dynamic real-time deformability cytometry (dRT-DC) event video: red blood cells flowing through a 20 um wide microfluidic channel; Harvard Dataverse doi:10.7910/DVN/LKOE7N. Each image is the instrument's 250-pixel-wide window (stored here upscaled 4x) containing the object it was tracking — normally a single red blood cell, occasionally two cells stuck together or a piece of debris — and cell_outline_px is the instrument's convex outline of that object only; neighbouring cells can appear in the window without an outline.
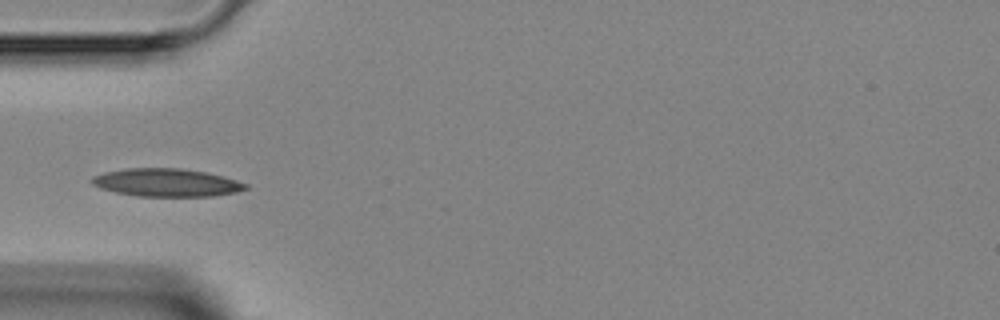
{"species": "Egyptian fruit bat (a non-hibernating species)", "species_latin": "Rousettus aegyptiacus", "temperature_condition": "room temperature", "stored_images_in_passage": 6, "camera_frame_rate_fps": 3000, "um_per_image_px": 0.085, "animal": {"sex": "female"}, "frame": {"image": 1, "passage_image": 4, "time_ms": 3.333, "image_size_px": [1000, 320], "cell_outline_px": [[248, 188], [236, 192], [212, 196], [136, 196], [116, 192], [100, 188], [92, 184], [88, 180], [92, 176], [104, 172], [124, 168], [180, 168], [208, 172], [224, 176], [248, 184]], "centroid_in_image_um": [14.13, 15.51], "position_along_channel_um": 70.9, "area_um2": 25.26}}
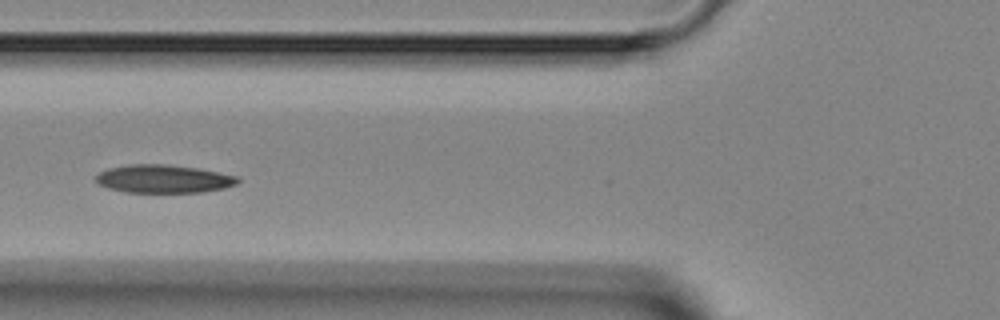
{"frame": {"image": 2, "passage_image": 5, "time_ms": 4.333, "image_size_px": [1000, 320], "cell_outline_px": [[240, 180], [236, 184], [224, 188], [200, 192], [124, 192], [108, 188], [100, 184], [96, 180], [96, 176], [100, 172], [108, 168], [128, 164], [168, 164], [196, 168], [240, 176]], "centroid_in_image_um": [13.91, 15.2], "position_along_channel_um": 111.9, "area_um2": 23.24}}
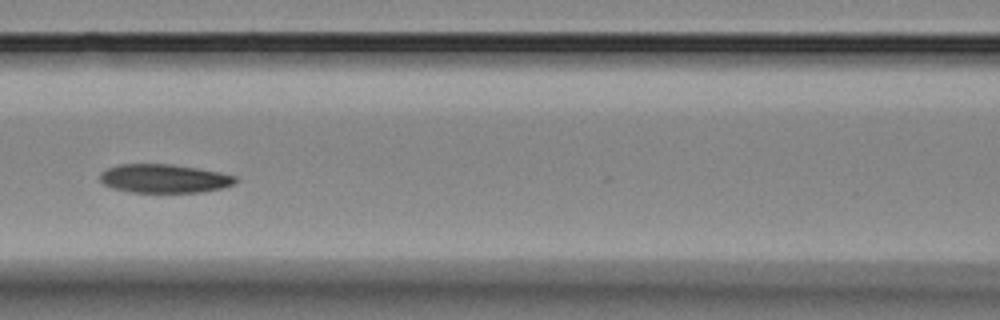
{"frame": {"image": 3, "passage_image": 6, "time_ms": 5.333, "image_size_px": [1000, 320], "cell_outline_px": [[236, 180], [232, 184], [220, 188], [200, 192], [128, 192], [112, 188], [104, 184], [100, 180], [100, 172], [108, 168], [120, 164], [172, 164], [220, 172], [236, 176]], "centroid_in_image_um": [13.91, 15.17], "position_along_channel_um": 152.7, "area_um2": 22.48}}